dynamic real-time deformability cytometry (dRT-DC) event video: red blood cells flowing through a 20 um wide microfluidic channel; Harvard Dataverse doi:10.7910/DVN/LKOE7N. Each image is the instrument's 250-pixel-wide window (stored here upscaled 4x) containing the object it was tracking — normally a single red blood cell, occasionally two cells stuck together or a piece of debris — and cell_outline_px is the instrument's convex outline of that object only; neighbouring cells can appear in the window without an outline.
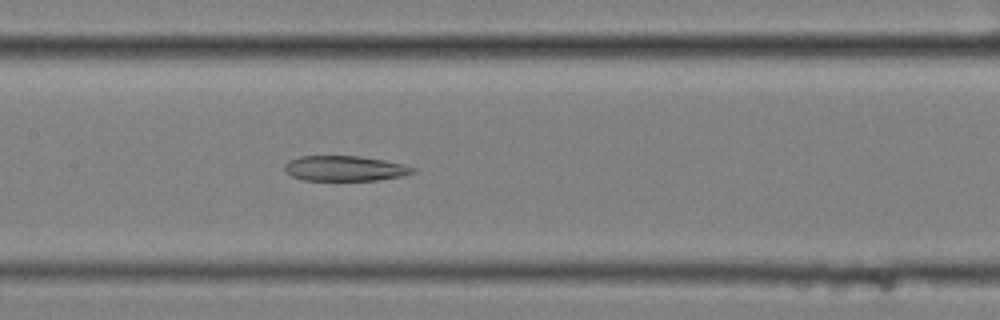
{"species": "common noctule bat (a hibernating species)", "species_latin": "Nyctalus noctula", "temperature_condition": "cold", "stored_images_in_passage": 9, "segment_of_instrument_passage": [1, 2], "camera_frame_rate_fps": 3000, "um_per_image_px": 0.085, "animal": {"sex": "female", "body_mass_g": 25.1}, "frame": {"image": 1, "passage_image": 8, "time_ms": 2.333, "image_size_px": [1000, 320], "cell_outline_px": [[416, 172], [400, 176], [376, 180], [304, 180], [292, 176], [284, 172], [284, 164], [288, 160], [300, 156], [360, 156], [384, 160], [404, 164], [416, 168]], "centroid_in_image_um": [29.28, 14.31], "position_along_channel_um": 178.1, "area_um2": 18.9}}